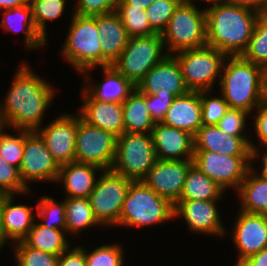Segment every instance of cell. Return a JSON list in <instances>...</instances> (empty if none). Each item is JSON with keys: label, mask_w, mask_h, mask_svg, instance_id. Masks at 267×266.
Returning <instances> with one entry per match:
<instances>
[{"label": "cell", "mask_w": 267, "mask_h": 266, "mask_svg": "<svg viewBox=\"0 0 267 266\" xmlns=\"http://www.w3.org/2000/svg\"><path fill=\"white\" fill-rule=\"evenodd\" d=\"M27 61L18 63L7 94L2 93L4 96L0 98V110L10 128L36 131L46 122L45 118H49L48 110L61 90L35 72Z\"/></svg>", "instance_id": "6da1fadb"}, {"label": "cell", "mask_w": 267, "mask_h": 266, "mask_svg": "<svg viewBox=\"0 0 267 266\" xmlns=\"http://www.w3.org/2000/svg\"><path fill=\"white\" fill-rule=\"evenodd\" d=\"M205 4L207 46L227 56H241L248 47L259 13L229 0Z\"/></svg>", "instance_id": "7a4b0ae2"}, {"label": "cell", "mask_w": 267, "mask_h": 266, "mask_svg": "<svg viewBox=\"0 0 267 266\" xmlns=\"http://www.w3.org/2000/svg\"><path fill=\"white\" fill-rule=\"evenodd\" d=\"M263 68L241 56H228L216 91L229 105L252 114L261 104Z\"/></svg>", "instance_id": "3957f363"}, {"label": "cell", "mask_w": 267, "mask_h": 266, "mask_svg": "<svg viewBox=\"0 0 267 266\" xmlns=\"http://www.w3.org/2000/svg\"><path fill=\"white\" fill-rule=\"evenodd\" d=\"M66 35L59 48L60 57L78 76L88 69L102 67V49L97 16H68ZM69 24V26H68Z\"/></svg>", "instance_id": "277c9868"}, {"label": "cell", "mask_w": 267, "mask_h": 266, "mask_svg": "<svg viewBox=\"0 0 267 266\" xmlns=\"http://www.w3.org/2000/svg\"><path fill=\"white\" fill-rule=\"evenodd\" d=\"M171 221L174 223V205L142 181H132L123 202L119 227L148 229Z\"/></svg>", "instance_id": "5b68a950"}, {"label": "cell", "mask_w": 267, "mask_h": 266, "mask_svg": "<svg viewBox=\"0 0 267 266\" xmlns=\"http://www.w3.org/2000/svg\"><path fill=\"white\" fill-rule=\"evenodd\" d=\"M198 4L181 2L175 9L161 34L169 55L207 45L205 7L203 3Z\"/></svg>", "instance_id": "8992f818"}, {"label": "cell", "mask_w": 267, "mask_h": 266, "mask_svg": "<svg viewBox=\"0 0 267 266\" xmlns=\"http://www.w3.org/2000/svg\"><path fill=\"white\" fill-rule=\"evenodd\" d=\"M177 59L184 82L189 91L217 90L225 59L228 57L214 47L179 51Z\"/></svg>", "instance_id": "52a82bcc"}, {"label": "cell", "mask_w": 267, "mask_h": 266, "mask_svg": "<svg viewBox=\"0 0 267 266\" xmlns=\"http://www.w3.org/2000/svg\"><path fill=\"white\" fill-rule=\"evenodd\" d=\"M157 158L151 133L123 132L117 137L112 171L132 181H141Z\"/></svg>", "instance_id": "ba28073f"}, {"label": "cell", "mask_w": 267, "mask_h": 266, "mask_svg": "<svg viewBox=\"0 0 267 266\" xmlns=\"http://www.w3.org/2000/svg\"><path fill=\"white\" fill-rule=\"evenodd\" d=\"M168 55L161 34L129 37L120 57L112 65L136 86L150 69Z\"/></svg>", "instance_id": "9c48e42d"}, {"label": "cell", "mask_w": 267, "mask_h": 266, "mask_svg": "<svg viewBox=\"0 0 267 266\" xmlns=\"http://www.w3.org/2000/svg\"><path fill=\"white\" fill-rule=\"evenodd\" d=\"M131 182L112 170H103L98 176L88 200L96 219L105 230L119 228L120 213Z\"/></svg>", "instance_id": "30bf717a"}, {"label": "cell", "mask_w": 267, "mask_h": 266, "mask_svg": "<svg viewBox=\"0 0 267 266\" xmlns=\"http://www.w3.org/2000/svg\"><path fill=\"white\" fill-rule=\"evenodd\" d=\"M193 164L226 192L230 194L229 190L232 191L230 196H233L254 164V155L228 156L207 150H194Z\"/></svg>", "instance_id": "8fae6325"}, {"label": "cell", "mask_w": 267, "mask_h": 266, "mask_svg": "<svg viewBox=\"0 0 267 266\" xmlns=\"http://www.w3.org/2000/svg\"><path fill=\"white\" fill-rule=\"evenodd\" d=\"M223 201H177L174 204L175 222L183 220L187 225L186 230L195 236L203 235L209 239H224L226 235V226L223 220L224 216L220 210ZM219 206H221L219 208ZM223 216V217H222ZM211 237V238H210ZM218 238V239H217Z\"/></svg>", "instance_id": "7c38bea8"}, {"label": "cell", "mask_w": 267, "mask_h": 266, "mask_svg": "<svg viewBox=\"0 0 267 266\" xmlns=\"http://www.w3.org/2000/svg\"><path fill=\"white\" fill-rule=\"evenodd\" d=\"M117 136L84 121L78 113L75 162L111 170L116 154Z\"/></svg>", "instance_id": "4fadbf2b"}, {"label": "cell", "mask_w": 267, "mask_h": 266, "mask_svg": "<svg viewBox=\"0 0 267 266\" xmlns=\"http://www.w3.org/2000/svg\"><path fill=\"white\" fill-rule=\"evenodd\" d=\"M236 214L231 226L226 227L225 235V238L231 239L233 244L230 245L237 254H234L237 257L233 266H238L247 257L267 247V217L241 210Z\"/></svg>", "instance_id": "5bb4252c"}, {"label": "cell", "mask_w": 267, "mask_h": 266, "mask_svg": "<svg viewBox=\"0 0 267 266\" xmlns=\"http://www.w3.org/2000/svg\"><path fill=\"white\" fill-rule=\"evenodd\" d=\"M60 166L36 131H31L24 142V153L19 172L23 183L31 190L32 184H55ZM55 182V183H54Z\"/></svg>", "instance_id": "9a60e30c"}, {"label": "cell", "mask_w": 267, "mask_h": 266, "mask_svg": "<svg viewBox=\"0 0 267 266\" xmlns=\"http://www.w3.org/2000/svg\"><path fill=\"white\" fill-rule=\"evenodd\" d=\"M61 112H58L55 119H49V122L36 130L59 166L75 162L78 129V112Z\"/></svg>", "instance_id": "2e32d148"}, {"label": "cell", "mask_w": 267, "mask_h": 266, "mask_svg": "<svg viewBox=\"0 0 267 266\" xmlns=\"http://www.w3.org/2000/svg\"><path fill=\"white\" fill-rule=\"evenodd\" d=\"M192 164L193 159H157L154 166L141 181L174 205L180 199L187 172Z\"/></svg>", "instance_id": "e0dca14e"}, {"label": "cell", "mask_w": 267, "mask_h": 266, "mask_svg": "<svg viewBox=\"0 0 267 266\" xmlns=\"http://www.w3.org/2000/svg\"><path fill=\"white\" fill-rule=\"evenodd\" d=\"M102 78L95 82L93 71L88 69L81 74L82 88L94 99L103 102L122 104L136 89V86L125 78L113 65L98 67Z\"/></svg>", "instance_id": "ac0fdd59"}, {"label": "cell", "mask_w": 267, "mask_h": 266, "mask_svg": "<svg viewBox=\"0 0 267 266\" xmlns=\"http://www.w3.org/2000/svg\"><path fill=\"white\" fill-rule=\"evenodd\" d=\"M136 88L146 95H154L160 90V93L179 97L189 92L180 65L173 55H168L150 69Z\"/></svg>", "instance_id": "d6986e66"}, {"label": "cell", "mask_w": 267, "mask_h": 266, "mask_svg": "<svg viewBox=\"0 0 267 266\" xmlns=\"http://www.w3.org/2000/svg\"><path fill=\"white\" fill-rule=\"evenodd\" d=\"M80 104L75 110L88 124L119 137L125 132L123 107L119 103L94 100L80 87Z\"/></svg>", "instance_id": "ffe728a7"}, {"label": "cell", "mask_w": 267, "mask_h": 266, "mask_svg": "<svg viewBox=\"0 0 267 266\" xmlns=\"http://www.w3.org/2000/svg\"><path fill=\"white\" fill-rule=\"evenodd\" d=\"M159 160L193 159L194 135L182 129L155 123L151 132Z\"/></svg>", "instance_id": "44dd1931"}, {"label": "cell", "mask_w": 267, "mask_h": 266, "mask_svg": "<svg viewBox=\"0 0 267 266\" xmlns=\"http://www.w3.org/2000/svg\"><path fill=\"white\" fill-rule=\"evenodd\" d=\"M20 196L22 195H1L0 197L3 228L7 239L12 244L22 241L36 220L37 207L33 210V205H28V202L24 204L18 202L16 199L21 201Z\"/></svg>", "instance_id": "7402d4cb"}, {"label": "cell", "mask_w": 267, "mask_h": 266, "mask_svg": "<svg viewBox=\"0 0 267 266\" xmlns=\"http://www.w3.org/2000/svg\"><path fill=\"white\" fill-rule=\"evenodd\" d=\"M250 136H233L217 125H202L194 135V150H207L223 155H254Z\"/></svg>", "instance_id": "603a6c76"}, {"label": "cell", "mask_w": 267, "mask_h": 266, "mask_svg": "<svg viewBox=\"0 0 267 266\" xmlns=\"http://www.w3.org/2000/svg\"><path fill=\"white\" fill-rule=\"evenodd\" d=\"M103 170L91 164L70 162L60 166L56 184L63 189L64 198H88ZM65 192V193H64Z\"/></svg>", "instance_id": "cb8c5ba5"}, {"label": "cell", "mask_w": 267, "mask_h": 266, "mask_svg": "<svg viewBox=\"0 0 267 266\" xmlns=\"http://www.w3.org/2000/svg\"><path fill=\"white\" fill-rule=\"evenodd\" d=\"M0 27L6 33H23V46L25 51H39L48 48L49 42L37 31L32 18V9L30 4L17 8L0 11Z\"/></svg>", "instance_id": "d4e9b609"}, {"label": "cell", "mask_w": 267, "mask_h": 266, "mask_svg": "<svg viewBox=\"0 0 267 266\" xmlns=\"http://www.w3.org/2000/svg\"><path fill=\"white\" fill-rule=\"evenodd\" d=\"M161 123L195 135L203 125L200 91H189L185 95L175 97Z\"/></svg>", "instance_id": "484cf974"}, {"label": "cell", "mask_w": 267, "mask_h": 266, "mask_svg": "<svg viewBox=\"0 0 267 266\" xmlns=\"http://www.w3.org/2000/svg\"><path fill=\"white\" fill-rule=\"evenodd\" d=\"M97 30L102 49V67L110 66L120 57L129 36L115 11L97 15Z\"/></svg>", "instance_id": "4316f807"}, {"label": "cell", "mask_w": 267, "mask_h": 266, "mask_svg": "<svg viewBox=\"0 0 267 266\" xmlns=\"http://www.w3.org/2000/svg\"><path fill=\"white\" fill-rule=\"evenodd\" d=\"M238 210L267 217V175L252 165L235 194Z\"/></svg>", "instance_id": "83f0119b"}, {"label": "cell", "mask_w": 267, "mask_h": 266, "mask_svg": "<svg viewBox=\"0 0 267 266\" xmlns=\"http://www.w3.org/2000/svg\"><path fill=\"white\" fill-rule=\"evenodd\" d=\"M226 194L227 192L220 185L192 164L187 172L184 188L178 201H225L228 197L225 196Z\"/></svg>", "instance_id": "f1b7e54d"}, {"label": "cell", "mask_w": 267, "mask_h": 266, "mask_svg": "<svg viewBox=\"0 0 267 266\" xmlns=\"http://www.w3.org/2000/svg\"><path fill=\"white\" fill-rule=\"evenodd\" d=\"M65 205L66 233L72 240L73 237L74 240L79 238L81 233L88 234L89 229L95 231L104 228L96 219L88 198H65Z\"/></svg>", "instance_id": "f546056e"}, {"label": "cell", "mask_w": 267, "mask_h": 266, "mask_svg": "<svg viewBox=\"0 0 267 266\" xmlns=\"http://www.w3.org/2000/svg\"><path fill=\"white\" fill-rule=\"evenodd\" d=\"M69 238L66 230L48 229L35 220L29 233L22 241L33 249L60 255L71 244L76 243V241ZM72 241L74 242L72 243Z\"/></svg>", "instance_id": "4dcf8cb0"}, {"label": "cell", "mask_w": 267, "mask_h": 266, "mask_svg": "<svg viewBox=\"0 0 267 266\" xmlns=\"http://www.w3.org/2000/svg\"><path fill=\"white\" fill-rule=\"evenodd\" d=\"M125 132L151 133L155 122L146 107L145 94L137 88L122 103Z\"/></svg>", "instance_id": "1f68e13d"}, {"label": "cell", "mask_w": 267, "mask_h": 266, "mask_svg": "<svg viewBox=\"0 0 267 266\" xmlns=\"http://www.w3.org/2000/svg\"><path fill=\"white\" fill-rule=\"evenodd\" d=\"M39 0V1H28L32 9V18L35 24L37 31L48 41V24L53 23L54 21H60L65 18L64 15L72 16L73 6L68 7L71 0ZM71 11H68V10ZM67 10V12H65ZM48 23V24H47Z\"/></svg>", "instance_id": "d6a6232c"}, {"label": "cell", "mask_w": 267, "mask_h": 266, "mask_svg": "<svg viewBox=\"0 0 267 266\" xmlns=\"http://www.w3.org/2000/svg\"><path fill=\"white\" fill-rule=\"evenodd\" d=\"M36 220L44 227L66 230V205L62 201L43 194L36 201Z\"/></svg>", "instance_id": "836d02e7"}, {"label": "cell", "mask_w": 267, "mask_h": 266, "mask_svg": "<svg viewBox=\"0 0 267 266\" xmlns=\"http://www.w3.org/2000/svg\"><path fill=\"white\" fill-rule=\"evenodd\" d=\"M120 243L110 241L99 246L94 244L90 249L85 246L86 266H126V255L129 252H126L123 242Z\"/></svg>", "instance_id": "e575fe53"}, {"label": "cell", "mask_w": 267, "mask_h": 266, "mask_svg": "<svg viewBox=\"0 0 267 266\" xmlns=\"http://www.w3.org/2000/svg\"><path fill=\"white\" fill-rule=\"evenodd\" d=\"M241 57L262 68L267 66V12L258 14L252 37Z\"/></svg>", "instance_id": "d590c367"}, {"label": "cell", "mask_w": 267, "mask_h": 266, "mask_svg": "<svg viewBox=\"0 0 267 266\" xmlns=\"http://www.w3.org/2000/svg\"><path fill=\"white\" fill-rule=\"evenodd\" d=\"M115 12L129 37H146L157 34L150 26L146 11L141 8H132L122 1Z\"/></svg>", "instance_id": "8d00e7d4"}, {"label": "cell", "mask_w": 267, "mask_h": 266, "mask_svg": "<svg viewBox=\"0 0 267 266\" xmlns=\"http://www.w3.org/2000/svg\"><path fill=\"white\" fill-rule=\"evenodd\" d=\"M13 264L16 266H57L59 255H54L27 246L23 241L11 246Z\"/></svg>", "instance_id": "74e56055"}, {"label": "cell", "mask_w": 267, "mask_h": 266, "mask_svg": "<svg viewBox=\"0 0 267 266\" xmlns=\"http://www.w3.org/2000/svg\"><path fill=\"white\" fill-rule=\"evenodd\" d=\"M7 130L0 138V156L9 164L20 168L24 153L25 137L31 132L26 129ZM16 133V134H13Z\"/></svg>", "instance_id": "f35d334b"}, {"label": "cell", "mask_w": 267, "mask_h": 266, "mask_svg": "<svg viewBox=\"0 0 267 266\" xmlns=\"http://www.w3.org/2000/svg\"><path fill=\"white\" fill-rule=\"evenodd\" d=\"M33 191L23 183L19 168L0 156V195H25L30 199Z\"/></svg>", "instance_id": "ab89813d"}, {"label": "cell", "mask_w": 267, "mask_h": 266, "mask_svg": "<svg viewBox=\"0 0 267 266\" xmlns=\"http://www.w3.org/2000/svg\"><path fill=\"white\" fill-rule=\"evenodd\" d=\"M200 101L203 125H217L229 110V105L216 89L200 91Z\"/></svg>", "instance_id": "60d3db41"}, {"label": "cell", "mask_w": 267, "mask_h": 266, "mask_svg": "<svg viewBox=\"0 0 267 266\" xmlns=\"http://www.w3.org/2000/svg\"><path fill=\"white\" fill-rule=\"evenodd\" d=\"M180 3V0H155L146 8L148 22L157 34H162L166 29L170 18Z\"/></svg>", "instance_id": "b9f144b4"}, {"label": "cell", "mask_w": 267, "mask_h": 266, "mask_svg": "<svg viewBox=\"0 0 267 266\" xmlns=\"http://www.w3.org/2000/svg\"><path fill=\"white\" fill-rule=\"evenodd\" d=\"M251 114L241 109L229 108L217 126L223 132L233 136H250Z\"/></svg>", "instance_id": "7bdbcfd3"}, {"label": "cell", "mask_w": 267, "mask_h": 266, "mask_svg": "<svg viewBox=\"0 0 267 266\" xmlns=\"http://www.w3.org/2000/svg\"><path fill=\"white\" fill-rule=\"evenodd\" d=\"M250 121V147L255 152L260 148L267 147V104H261L251 114Z\"/></svg>", "instance_id": "ee69618b"}, {"label": "cell", "mask_w": 267, "mask_h": 266, "mask_svg": "<svg viewBox=\"0 0 267 266\" xmlns=\"http://www.w3.org/2000/svg\"><path fill=\"white\" fill-rule=\"evenodd\" d=\"M145 98L151 119L155 123H161L175 97L171 94L160 93L159 90L154 95L145 94Z\"/></svg>", "instance_id": "f6af8a7d"}, {"label": "cell", "mask_w": 267, "mask_h": 266, "mask_svg": "<svg viewBox=\"0 0 267 266\" xmlns=\"http://www.w3.org/2000/svg\"><path fill=\"white\" fill-rule=\"evenodd\" d=\"M73 13L79 16H97L114 12L115 10L105 0H73Z\"/></svg>", "instance_id": "bcb514c9"}, {"label": "cell", "mask_w": 267, "mask_h": 266, "mask_svg": "<svg viewBox=\"0 0 267 266\" xmlns=\"http://www.w3.org/2000/svg\"><path fill=\"white\" fill-rule=\"evenodd\" d=\"M71 244L59 255L57 266H86L85 245ZM73 245V246H72Z\"/></svg>", "instance_id": "7dc6e473"}, {"label": "cell", "mask_w": 267, "mask_h": 266, "mask_svg": "<svg viewBox=\"0 0 267 266\" xmlns=\"http://www.w3.org/2000/svg\"><path fill=\"white\" fill-rule=\"evenodd\" d=\"M240 7H245L257 13L267 12V0H229Z\"/></svg>", "instance_id": "c3c4849f"}, {"label": "cell", "mask_w": 267, "mask_h": 266, "mask_svg": "<svg viewBox=\"0 0 267 266\" xmlns=\"http://www.w3.org/2000/svg\"><path fill=\"white\" fill-rule=\"evenodd\" d=\"M238 266H267V247L247 257Z\"/></svg>", "instance_id": "681fc988"}, {"label": "cell", "mask_w": 267, "mask_h": 266, "mask_svg": "<svg viewBox=\"0 0 267 266\" xmlns=\"http://www.w3.org/2000/svg\"><path fill=\"white\" fill-rule=\"evenodd\" d=\"M254 165H257L256 167L267 175V147L254 152Z\"/></svg>", "instance_id": "f907efd6"}, {"label": "cell", "mask_w": 267, "mask_h": 266, "mask_svg": "<svg viewBox=\"0 0 267 266\" xmlns=\"http://www.w3.org/2000/svg\"><path fill=\"white\" fill-rule=\"evenodd\" d=\"M29 4L28 0H0V11L17 8Z\"/></svg>", "instance_id": "816d5d0a"}, {"label": "cell", "mask_w": 267, "mask_h": 266, "mask_svg": "<svg viewBox=\"0 0 267 266\" xmlns=\"http://www.w3.org/2000/svg\"><path fill=\"white\" fill-rule=\"evenodd\" d=\"M128 6L132 8H141L146 10L155 0H123Z\"/></svg>", "instance_id": "f5cc1de1"}, {"label": "cell", "mask_w": 267, "mask_h": 266, "mask_svg": "<svg viewBox=\"0 0 267 266\" xmlns=\"http://www.w3.org/2000/svg\"><path fill=\"white\" fill-rule=\"evenodd\" d=\"M7 246L8 247L10 246L9 248H11L12 243L7 239L5 235V231H4L3 223H2L1 211H0V252L2 253V251L6 249Z\"/></svg>", "instance_id": "db71d44e"}, {"label": "cell", "mask_w": 267, "mask_h": 266, "mask_svg": "<svg viewBox=\"0 0 267 266\" xmlns=\"http://www.w3.org/2000/svg\"><path fill=\"white\" fill-rule=\"evenodd\" d=\"M262 97L263 103L267 104V66L263 67Z\"/></svg>", "instance_id": "11a10c76"}, {"label": "cell", "mask_w": 267, "mask_h": 266, "mask_svg": "<svg viewBox=\"0 0 267 266\" xmlns=\"http://www.w3.org/2000/svg\"><path fill=\"white\" fill-rule=\"evenodd\" d=\"M10 130V126L6 118L4 117V114L0 110V138L2 135L7 131Z\"/></svg>", "instance_id": "9f6ffc18"}, {"label": "cell", "mask_w": 267, "mask_h": 266, "mask_svg": "<svg viewBox=\"0 0 267 266\" xmlns=\"http://www.w3.org/2000/svg\"><path fill=\"white\" fill-rule=\"evenodd\" d=\"M114 10L117 9V7L119 6V4L123 1V0H105Z\"/></svg>", "instance_id": "6f0895ef"}, {"label": "cell", "mask_w": 267, "mask_h": 266, "mask_svg": "<svg viewBox=\"0 0 267 266\" xmlns=\"http://www.w3.org/2000/svg\"><path fill=\"white\" fill-rule=\"evenodd\" d=\"M211 1H217V0H199V3L203 2V4H205V3H208V2H211Z\"/></svg>", "instance_id": "680465c9"}, {"label": "cell", "mask_w": 267, "mask_h": 266, "mask_svg": "<svg viewBox=\"0 0 267 266\" xmlns=\"http://www.w3.org/2000/svg\"><path fill=\"white\" fill-rule=\"evenodd\" d=\"M181 2H199V0H180Z\"/></svg>", "instance_id": "91938a15"}]
</instances>
